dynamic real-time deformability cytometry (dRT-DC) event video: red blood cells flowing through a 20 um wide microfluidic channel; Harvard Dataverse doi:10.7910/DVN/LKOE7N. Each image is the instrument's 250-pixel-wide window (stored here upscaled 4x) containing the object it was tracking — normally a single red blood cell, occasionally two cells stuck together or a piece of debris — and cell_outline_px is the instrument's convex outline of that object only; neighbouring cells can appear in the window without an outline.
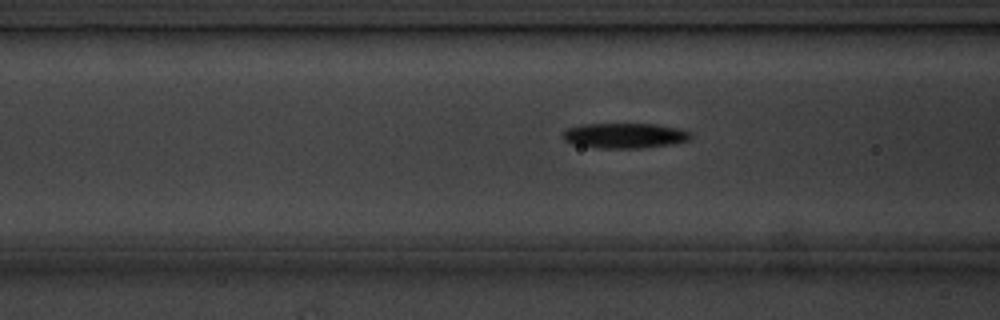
{"species": "common noctule bat (a hibernating species)", "species_latin": "Nyctalus noctula", "temperature_condition": "cold", "stored_images_in_passage": 42, "camera_frame_rate_fps": 3000, "um_per_image_px": 0.085, "animal": {"sex": "male", "body_mass_g": 20.1, "forearm_length_mm": 53.5}, "frame": {"image": 1, "passage_image": 11, "time_ms": 3.333, "image_size_px": [1000, 320], "cell_outline_px": [[692, 136], [688, 140], [672, 144], [640, 148], [596, 148], [576, 144], [564, 140], [560, 136], [568, 128], [584, 124], [656, 124], [680, 128], [688, 132]], "centroid_in_image_um": [53.09, 11.52], "position_along_channel_um": 113.5, "area_um2": 18.67}}
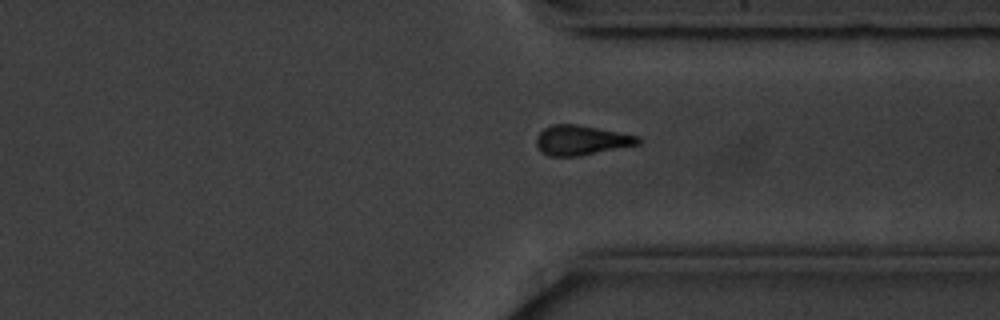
{"frame": {"image": 2, "passage_image": 32, "time_ms": 10.333, "image_size_px": [1000, 320], "cell_outline_px": [[640, 144], [580, 156], [548, 156], [540, 152], [536, 144], [536, 136], [544, 128], [552, 124], [576, 124], [640, 136]], "centroid_in_image_um": [49.39, 11.92], "position_along_channel_um": 362.0, "area_um2": 17.74}}
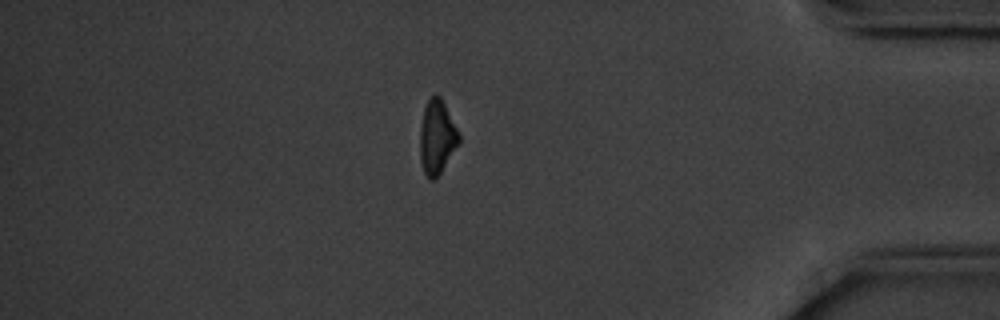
{"frame": {"image": 3, "passage_image": 38, "time_ms": 12.333, "image_size_px": [1000, 320], "cell_outline_px": [[460, 144], [436, 180], [428, 180], [424, 172], [420, 160], [420, 124], [424, 108], [428, 100], [436, 92], [440, 96], [460, 132]], "centroid_in_image_um": [37.16, 11.68], "position_along_channel_um": 398.0, "area_um2": 17.28}, "authors_computed_cell_mechanics": {"area_um2": 18.4093, "velocity_mm_per_s": 3.552, "shape_relaxation_time_tau1_ms": 2.7601, "shape_relaxation_time_tau2_ms": null, "deformation_change_tau1": 0.1598, "deformation_change_tau2": null}}